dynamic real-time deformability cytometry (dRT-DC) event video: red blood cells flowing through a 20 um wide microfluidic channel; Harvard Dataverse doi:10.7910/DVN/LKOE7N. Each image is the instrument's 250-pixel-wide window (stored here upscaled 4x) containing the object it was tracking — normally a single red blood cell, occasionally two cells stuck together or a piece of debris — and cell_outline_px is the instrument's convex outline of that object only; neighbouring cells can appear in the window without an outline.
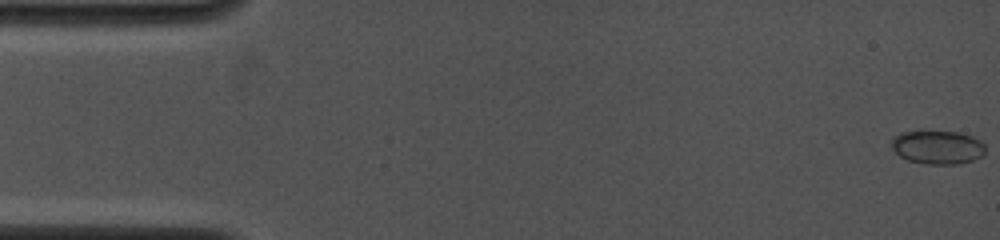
{"species": "common noctule bat (a hibernating species)", "species_latin": "Nyctalus noctula", "temperature_condition": "cold", "stored_images_in_passage": 24, "camera_frame_rate_fps": 4000, "um_per_image_px": 0.085, "animal": {"sex": "female", "body_mass_g": 19.0, "forearm_length_mm": 53.3}, "frame": {"image": 1, "passage_image": 1, "time_ms": 0.0, "image_size_px": [1000, 240], "cell_outline_px": [[984, 152], [980, 156], [972, 160], [956, 164], [928, 164], [908, 160], [900, 156], [892, 148], [892, 136], [900, 132], [956, 132], [972, 136], [980, 140], [984, 144]], "centroid_in_image_um": [79.67, 12.52], "position_along_channel_um": 5.3, "area_um2": 18.09}}
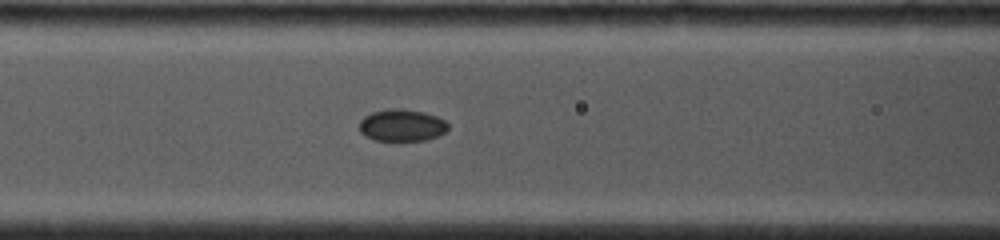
{"frame": {"image": 2, "passage_image": 14, "time_ms": 6.5, "image_size_px": [1000, 240], "cell_outline_px": [[448, 128], [444, 132], [436, 136], [424, 140], [396, 144], [376, 140], [364, 136], [360, 132], [360, 120], [364, 116], [372, 112], [388, 108], [400, 108], [424, 112], [436, 116], [444, 120], [448, 124]], "centroid_in_image_um": [34.12, 10.69], "position_along_channel_um": 132.5, "area_um2": 17.17}}
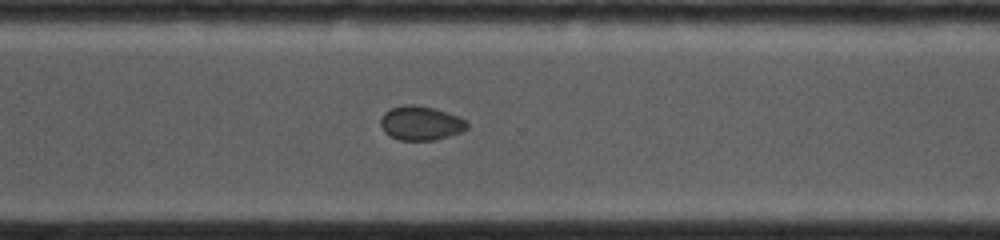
{"frame": {"image": 3, "passage_image": 24, "time_ms": 11.5, "image_size_px": [1000, 240], "cell_outline_px": [[468, 128], [460, 132], [436, 140], [400, 140], [384, 132], [380, 124], [380, 116], [384, 112], [392, 108], [404, 104], [416, 104], [436, 108], [460, 116], [468, 120]], "centroid_in_image_um": [35.79, 10.44], "position_along_channel_um": 334.8, "area_um2": 17.51}}